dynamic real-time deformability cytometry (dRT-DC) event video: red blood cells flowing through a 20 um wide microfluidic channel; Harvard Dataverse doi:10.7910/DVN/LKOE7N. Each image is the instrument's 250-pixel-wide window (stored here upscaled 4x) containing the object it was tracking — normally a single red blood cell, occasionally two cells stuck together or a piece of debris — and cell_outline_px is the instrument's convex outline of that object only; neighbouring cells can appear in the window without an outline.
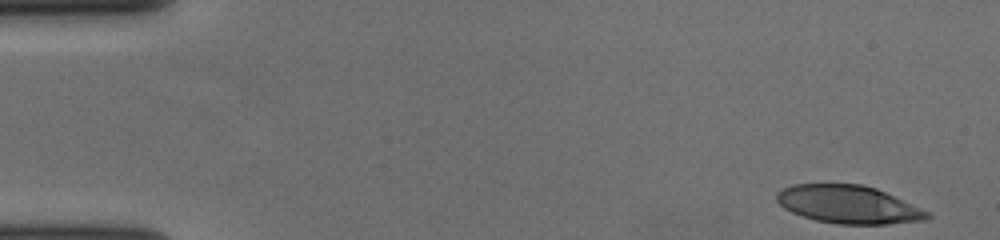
{"species": "human", "species_latin": "Homo sapiens", "temperature_condition": "cold", "stored_images_in_passage": 55, "camera_frame_rate_fps": 3000, "um_per_image_px": 0.085, "donor": {"sex": "female"}, "frame": {"image": 1, "passage_image": 1, "time_ms": 0.0, "image_size_px": [1000, 240], "cell_outline_px": [[932, 216], [928, 220], [888, 224], [836, 224], [816, 220], [792, 212], [784, 208], [776, 200], [776, 192], [792, 184], [860, 184], [876, 188], [932, 212]], "centroid_in_image_um": [72.17, 17.38], "position_along_channel_um": 12.8, "area_um2": 33.52}}
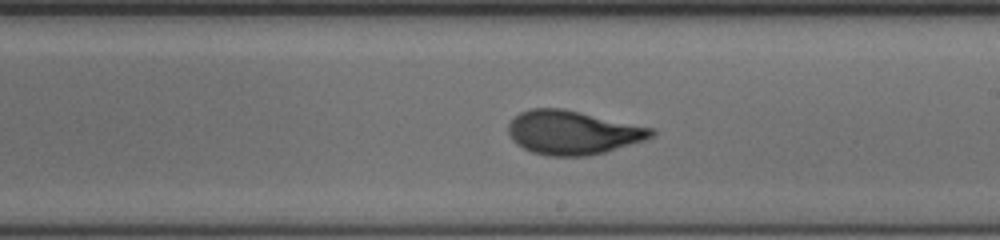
{"frame": {"image": 2, "passage_image": 31, "time_ms": 10.0, "image_size_px": [1000, 240], "cell_outline_px": [[656, 132], [652, 136], [644, 140], [604, 152], [588, 156], [548, 156], [532, 152], [516, 144], [512, 140], [508, 132], [508, 124], [520, 112], [528, 108], [564, 108], [656, 128]], "centroid_in_image_um": [48.69, 11.25], "position_along_channel_um": 240.3, "area_um2": 36.76}}
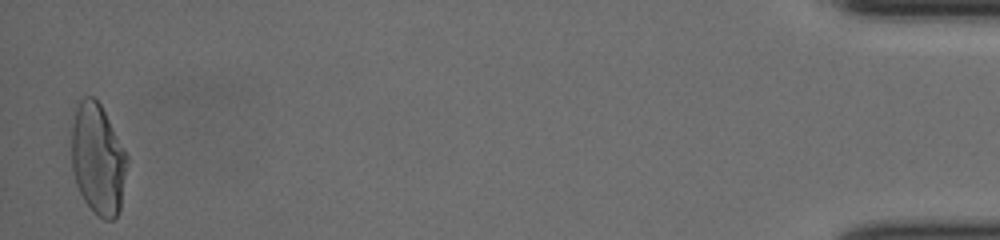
{"frame": {"image": 3, "passage_image": 54, "time_ms": 17.667, "image_size_px": [1000, 240], "cell_outline_px": [[128, 160], [120, 208], [116, 216], [112, 220], [104, 220], [96, 216], [92, 212], [84, 200], [76, 184], [72, 168], [72, 124], [76, 108], [80, 100], [84, 96], [92, 96], [100, 104], [124, 148], [128, 156]], "centroid_in_image_um": [8.32, 13.56], "position_along_channel_um": 426.9, "area_um2": 35.89}, "authors_computed_cell_mechanics": {"area_um2": 35.6626, "velocity_mm_per_s": 3.6265, "shape_relaxation_time_tau1_ms": 6.8859, "shape_relaxation_time_tau2_ms": 0.9132, "deformation_change_tau1": 0.2512, "deformation_change_tau2": 0.0677}}